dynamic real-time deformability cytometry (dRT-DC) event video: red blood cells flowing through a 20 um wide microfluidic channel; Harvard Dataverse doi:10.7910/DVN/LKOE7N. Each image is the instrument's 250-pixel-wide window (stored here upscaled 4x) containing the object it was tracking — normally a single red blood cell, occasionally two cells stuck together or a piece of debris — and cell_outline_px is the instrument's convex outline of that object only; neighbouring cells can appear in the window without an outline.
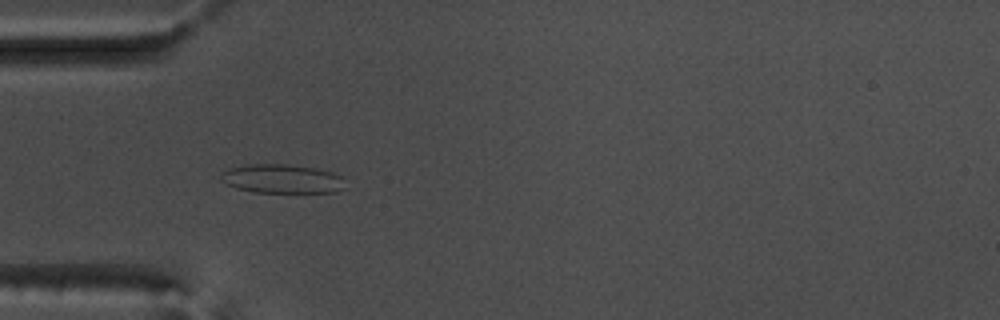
{"species": "common noctule bat (a hibernating species)", "species_latin": "Nyctalus noctula", "temperature_condition": "warm", "stored_images_in_passage": 43, "camera_frame_rate_fps": 3000, "um_per_image_px": 0.085, "animal": {"sex": "male", "body_mass_g": 17.5, "forearm_length_mm": 52.3}, "frame": {"image": 1, "passage_image": 5, "time_ms": 1.333, "image_size_px": [1000, 320], "cell_outline_px": [[344, 188], [336, 192], [252, 192], [236, 188], [220, 180], [220, 172], [228, 168], [248, 164], [284, 164], [316, 168], [332, 172], [340, 176]], "centroid_in_image_um": [23.91, 15.19], "position_along_channel_um": 61.1, "area_um2": 20.92}}
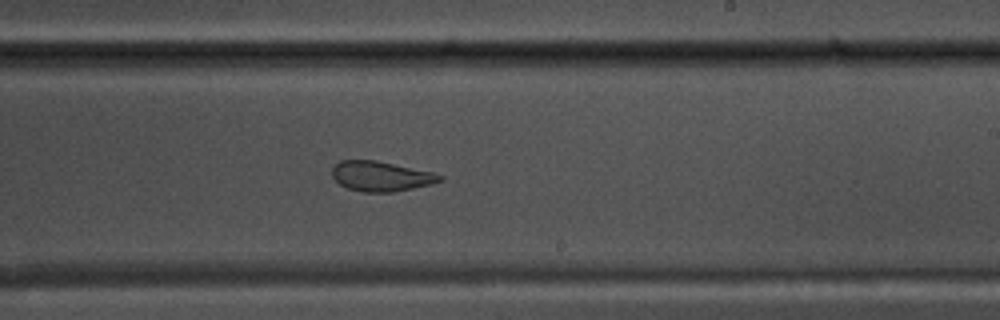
{"frame": {"image": 2, "passage_image": 21, "time_ms": 6.667, "image_size_px": [1000, 320], "cell_outline_px": [[444, 180], [432, 184], [392, 192], [364, 192], [348, 188], [340, 184], [332, 176], [332, 168], [340, 160], [376, 160], [436, 172], [444, 176]], "centroid_in_image_um": [32.43, 14.97], "position_along_channel_um": 256.6, "area_um2": 18.96}}
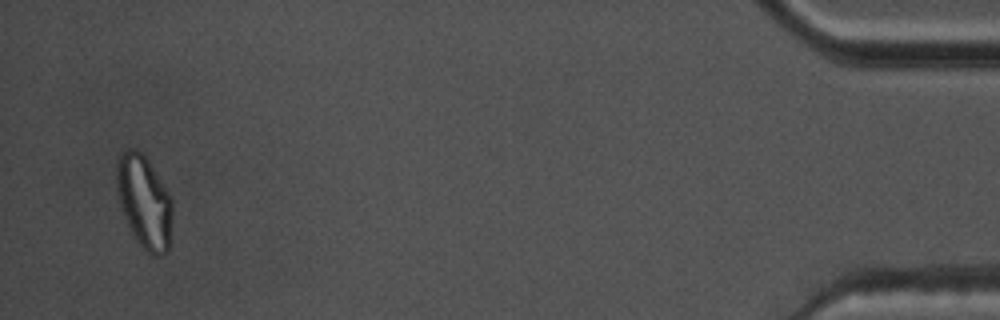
{"frame": {"image": 3, "passage_image": 41, "time_ms": 13.333, "image_size_px": [1000, 320], "cell_outline_px": [[172, 220], [168, 252], [156, 256], [152, 256], [136, 240], [120, 208], [116, 184], [116, 160], [128, 148], [136, 148], [148, 160], [168, 192], [172, 200]], "centroid_in_image_um": [12.25, 17.15], "position_along_channel_um": 422.9, "area_um2": 30.11}, "authors_computed_cell_mechanics": {"area_um2": 20.9236, "velocity_mm_per_s": 3.7252, "shape_relaxation_time_tau1_ms": null, "shape_relaxation_time_tau2_ms": 1.2382, "deformation_change_tau1": null, "deformation_change_tau2": 0.081}}